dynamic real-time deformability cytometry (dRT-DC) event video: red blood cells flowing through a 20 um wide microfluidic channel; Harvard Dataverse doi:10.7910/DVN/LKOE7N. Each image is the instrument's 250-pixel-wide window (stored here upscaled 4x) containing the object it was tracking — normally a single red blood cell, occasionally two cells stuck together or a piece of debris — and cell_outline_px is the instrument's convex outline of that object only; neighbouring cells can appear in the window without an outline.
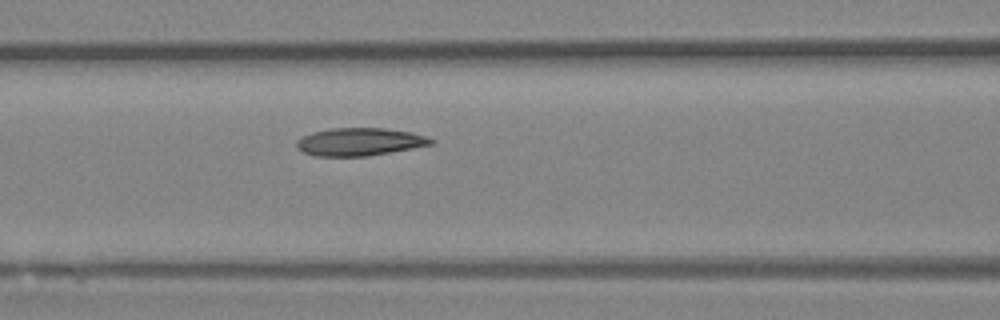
{"species": "Egyptian fruit bat (a non-hibernating species)", "species_latin": "Rousettus aegyptiacus", "temperature_condition": "room temperature", "stored_images_in_passage": 4, "camera_frame_rate_fps": 3000, "um_per_image_px": 0.085, "animal": {"sex": "female"}, "frame": {"image": 1, "passage_image": 4, "time_ms": 1.0, "image_size_px": [1000, 320], "cell_outline_px": [[436, 140], [432, 144], [412, 148], [368, 156], [316, 156], [304, 152], [296, 148], [296, 140], [312, 132], [332, 128], [384, 128], [408, 132], [424, 136]], "centroid_in_image_um": [30.53, 12.05], "position_along_channel_um": 136.1, "area_um2": 21.56}}